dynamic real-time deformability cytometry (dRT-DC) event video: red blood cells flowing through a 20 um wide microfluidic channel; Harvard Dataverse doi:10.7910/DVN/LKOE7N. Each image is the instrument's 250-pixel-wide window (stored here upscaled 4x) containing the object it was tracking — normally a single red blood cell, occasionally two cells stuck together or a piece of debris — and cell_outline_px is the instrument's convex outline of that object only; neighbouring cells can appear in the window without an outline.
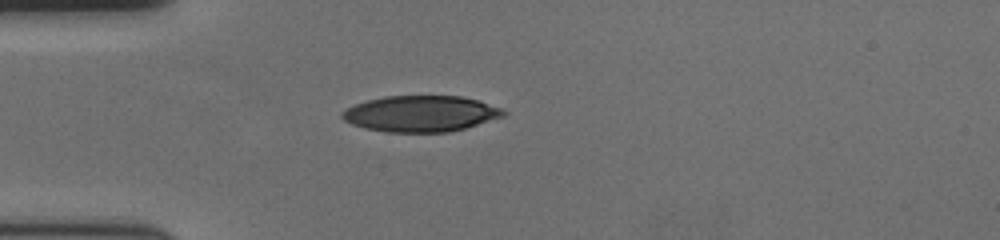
{"species": "human", "species_latin": "Homo sapiens", "temperature_condition": "cold", "stored_images_in_passage": 42, "camera_frame_rate_fps": 3000, "um_per_image_px": 0.085, "donor": {"sex": "female"}, "frame": {"image": 1, "passage_image": 1, "time_ms": 0.0, "image_size_px": [1000, 240], "cell_outline_px": [[508, 112], [504, 116], [464, 128], [448, 132], [388, 132], [364, 128], [352, 124], [344, 120], [340, 116], [340, 112], [356, 104], [368, 100], [384, 96], [460, 96], [480, 100], [500, 108]], "centroid_in_image_um": [35.76, 9.66], "position_along_channel_um": 49.2, "area_um2": 33.81}}
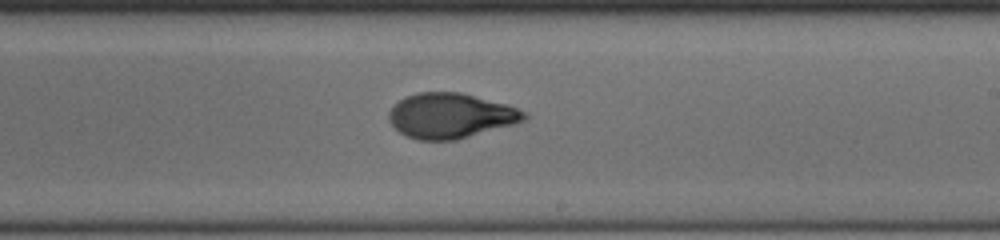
{"frame": {"image": 2, "passage_image": 19, "time_ms": 6.0, "image_size_px": [1000, 240], "cell_outline_px": [[528, 116], [524, 120], [516, 124], [456, 140], [416, 140], [400, 132], [388, 120], [388, 112], [404, 96], [416, 92], [460, 92], [508, 104], [528, 112]], "centroid_in_image_um": [38.33, 9.83], "position_along_channel_um": 250.7, "area_um2": 35.78}}
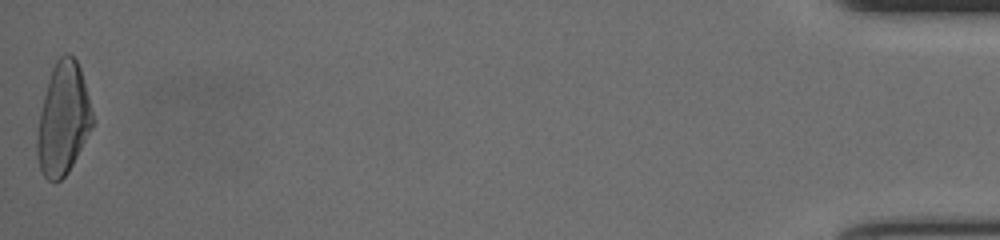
{"frame": {"image": 3, "passage_image": 42, "time_ms": 13.667, "image_size_px": [1000, 240], "cell_outline_px": [[92, 128], [68, 172], [60, 180], [48, 180], [44, 176], [40, 168], [36, 156], [36, 136], [40, 112], [48, 80], [52, 68], [56, 60], [64, 52], [68, 52], [76, 60], [80, 68], [88, 96], [92, 112]], "centroid_in_image_um": [5.34, 10.1], "position_along_channel_um": 429.9, "area_um2": 35.89}, "authors_computed_cell_mechanics": {"area_um2": 35.5759, "velocity_mm_per_s": 3.6283, "shape_relaxation_time_tau1_ms": 5.0311, "shape_relaxation_time_tau2_ms": 1.0718, "deformation_change_tau1": 0.2079, "deformation_change_tau2": 0.0618}}